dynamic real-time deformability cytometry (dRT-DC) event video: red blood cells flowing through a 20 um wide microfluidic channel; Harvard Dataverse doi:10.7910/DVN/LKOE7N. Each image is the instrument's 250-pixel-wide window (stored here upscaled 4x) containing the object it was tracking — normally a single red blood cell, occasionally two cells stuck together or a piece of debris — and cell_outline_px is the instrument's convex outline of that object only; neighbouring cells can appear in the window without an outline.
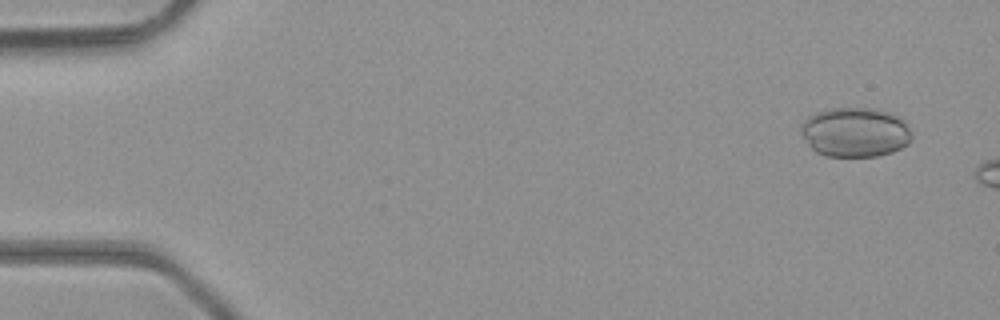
{"species": "common noctule bat (a hibernating species)", "species_latin": "Nyctalus noctula", "temperature_condition": "room temperature", "stored_images_in_passage": 3, "camera_frame_rate_fps": 3000, "um_per_image_px": 0.085, "animal": {"sex": "male", "body_mass_g": 23.1, "forearm_length_mm": 52.7}, "frame": {"image": 1, "passage_image": 1, "time_ms": 0.0, "image_size_px": [1000, 320], "cell_outline_px": [[912, 140], [908, 144], [892, 152], [876, 156], [828, 156], [816, 152], [808, 144], [800, 132], [800, 124], [808, 116], [816, 112], [832, 108], [872, 108], [888, 112], [904, 120], [912, 132]], "centroid_in_image_um": [72.68, 11.23], "position_along_channel_um": 12.3, "area_um2": 32.14}}